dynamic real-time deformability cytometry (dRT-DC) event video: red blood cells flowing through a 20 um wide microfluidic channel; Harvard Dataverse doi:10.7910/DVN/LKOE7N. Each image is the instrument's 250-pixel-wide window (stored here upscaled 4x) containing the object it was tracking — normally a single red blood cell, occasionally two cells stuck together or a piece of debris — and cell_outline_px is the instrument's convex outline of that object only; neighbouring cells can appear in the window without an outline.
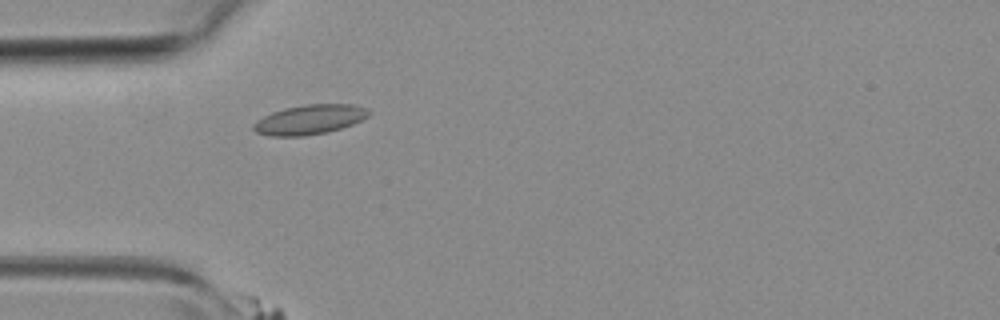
{"species": "common noctule bat (a hibernating species)", "species_latin": "Nyctalus noctula", "temperature_condition": "room temperature", "stored_images_in_passage": 5, "camera_frame_rate_fps": 3000, "um_per_image_px": 0.085, "animal": {"sex": "female", "body_mass_g": 19.3, "forearm_length_mm": 54.1}, "frame": {"image": 1, "passage_image": 3, "time_ms": 2.333, "image_size_px": [1000, 320], "cell_outline_px": [[372, 112], [368, 116], [352, 124], [328, 132], [304, 136], [272, 136], [256, 132], [252, 128], [252, 124], [256, 120], [272, 112], [284, 108], [304, 104], [356, 104], [368, 108]], "centroid_in_image_um": [26.32, 10.15], "position_along_channel_um": 58.7, "area_um2": 20.06}}